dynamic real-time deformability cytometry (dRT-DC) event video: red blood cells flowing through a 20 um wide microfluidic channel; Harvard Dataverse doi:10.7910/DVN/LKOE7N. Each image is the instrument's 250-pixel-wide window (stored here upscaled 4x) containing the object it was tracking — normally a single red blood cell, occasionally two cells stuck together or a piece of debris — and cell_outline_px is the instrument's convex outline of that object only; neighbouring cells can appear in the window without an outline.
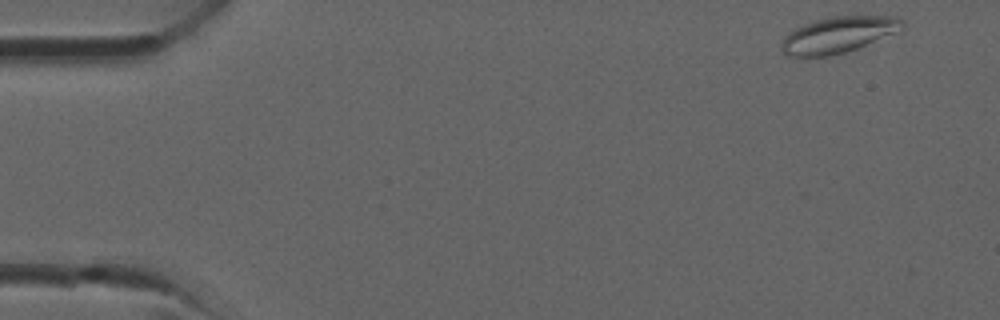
{"species": "common noctule bat (a hibernating species)", "species_latin": "Nyctalus noctula", "temperature_condition": "room temperature", "stored_images_in_passage": 3, "camera_frame_rate_fps": 3000, "um_per_image_px": 0.085, "animal": {"sex": "male", "forearm_length_mm": 52.5}, "frame": {"image": 1, "passage_image": 1, "time_ms": 0.0, "image_size_px": [1000, 320], "cell_outline_px": [[904, 28], [856, 48], [844, 52], [828, 56], [788, 56], [784, 52], [784, 36], [788, 32], [804, 24], [828, 16], [896, 16], [904, 20]], "centroid_in_image_um": [71.27, 2.93], "position_along_channel_um": 13.7, "area_um2": 24.91}}